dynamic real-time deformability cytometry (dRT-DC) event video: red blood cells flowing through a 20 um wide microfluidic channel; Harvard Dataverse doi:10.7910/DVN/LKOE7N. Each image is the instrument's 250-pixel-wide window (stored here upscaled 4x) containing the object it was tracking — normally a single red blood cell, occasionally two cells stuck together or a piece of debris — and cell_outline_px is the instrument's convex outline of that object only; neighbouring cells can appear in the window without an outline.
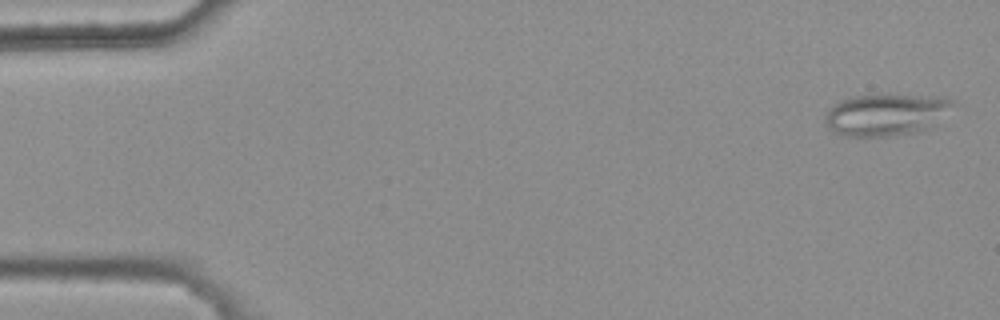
{"species": "common noctule bat (a hibernating species)", "species_latin": "Nyctalus noctula", "temperature_condition": "warm", "stored_images_in_passage": 5, "camera_frame_rate_fps": 3000, "um_per_image_px": 0.085, "animal": {"sex": "female", "body_mass_g": 25.1}, "frame": {"image": 1, "passage_image": 1, "time_ms": 0.0, "image_size_px": [1000, 320], "cell_outline_px": [[956, 104], [928, 128], [916, 132], [892, 136], [848, 136], [832, 132], [828, 128], [828, 108], [840, 100], [848, 96], [920, 96], [956, 100]], "centroid_in_image_um": [75.28, 9.76], "position_along_channel_um": 9.7, "area_um2": 30.35}}